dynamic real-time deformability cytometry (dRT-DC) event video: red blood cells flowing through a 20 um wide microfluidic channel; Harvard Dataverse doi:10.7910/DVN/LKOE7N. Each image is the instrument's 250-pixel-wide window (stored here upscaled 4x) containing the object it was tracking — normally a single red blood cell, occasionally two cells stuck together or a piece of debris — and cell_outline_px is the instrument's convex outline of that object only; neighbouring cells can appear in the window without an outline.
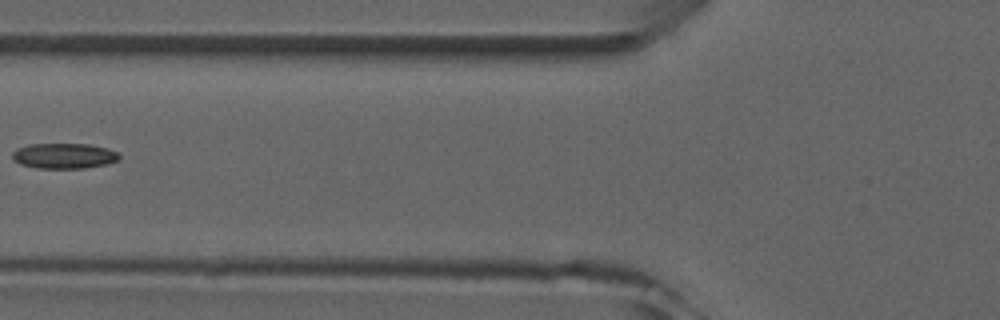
{"species": "common noctule bat (a hibernating species)", "species_latin": "Nyctalus noctula", "temperature_condition": "room temperature", "stored_images_in_passage": 7, "camera_frame_rate_fps": 3000, "um_per_image_px": 0.085, "animal": {"sex": "male", "forearm_length_mm": 52.5}, "frame": {"image": 1, "passage_image": 5, "time_ms": 5.667, "image_size_px": [1000, 320], "cell_outline_px": [[120, 156], [116, 160], [108, 164], [84, 168], [36, 168], [20, 164], [12, 160], [12, 152], [16, 148], [28, 144], [88, 144], [108, 148], [116, 152]], "centroid_in_image_um": [5.39, 13.25], "position_along_channel_um": 120.4, "area_um2": 15.9}}
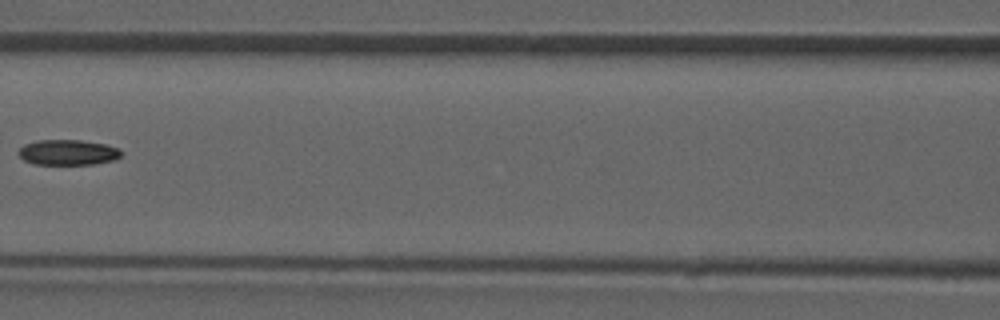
{"frame": {"image": 2, "passage_image": 6, "time_ms": 6.667, "image_size_px": [1000, 320], "cell_outline_px": [[124, 152], [116, 160], [92, 164], [32, 164], [24, 160], [16, 152], [24, 144], [36, 140], [80, 140], [108, 144], [120, 148]], "centroid_in_image_um": [5.8, 12.94], "position_along_channel_um": 160.8, "area_um2": 15.49}}